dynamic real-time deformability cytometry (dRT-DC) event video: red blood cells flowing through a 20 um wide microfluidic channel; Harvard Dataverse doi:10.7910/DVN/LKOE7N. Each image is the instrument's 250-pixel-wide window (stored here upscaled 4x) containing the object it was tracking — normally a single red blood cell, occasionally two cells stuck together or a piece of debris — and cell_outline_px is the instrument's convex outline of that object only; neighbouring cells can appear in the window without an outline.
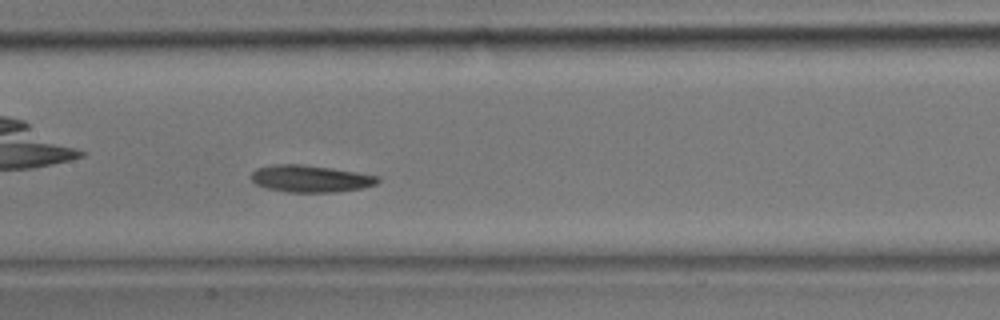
{"species": "common noctule bat (a hibernating species)", "species_latin": "Nyctalus noctula", "temperature_condition": "room temperature", "stored_images_in_passage": 16, "camera_frame_rate_fps": 3000, "um_per_image_px": 0.085, "animal": {"sex": "male", "body_mass_g": 17.9}, "frame": {"image": 1, "passage_image": 16, "time_ms": 5.0, "image_size_px": [1000, 320], "cell_outline_px": [[380, 180], [376, 184], [360, 188], [336, 192], [288, 192], [268, 188], [256, 184], [252, 180], [252, 172], [256, 168], [276, 164], [300, 164], [332, 168], [380, 176]], "centroid_in_image_um": [26.4, 15.18], "position_along_channel_um": 181.0, "area_um2": 19.77}}